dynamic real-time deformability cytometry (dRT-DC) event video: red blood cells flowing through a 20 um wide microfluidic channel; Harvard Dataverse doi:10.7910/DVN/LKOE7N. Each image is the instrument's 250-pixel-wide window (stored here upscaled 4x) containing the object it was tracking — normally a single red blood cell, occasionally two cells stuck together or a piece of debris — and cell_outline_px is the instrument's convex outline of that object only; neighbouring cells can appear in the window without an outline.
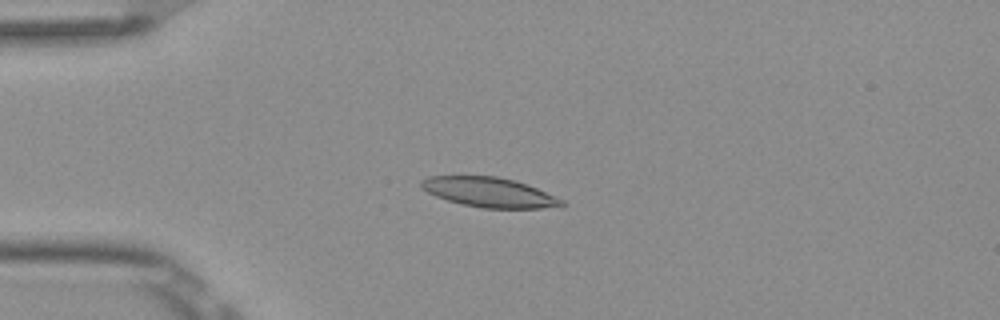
{"species": "Egyptian fruit bat (a non-hibernating species)", "species_latin": "Rousettus aegyptiacus", "temperature_condition": "room temperature", "stored_images_in_passage": 6, "camera_frame_rate_fps": 3000, "um_per_image_px": 0.085, "frame": {"image": 1, "passage_image": 4, "time_ms": 1.0, "image_size_px": [1000, 320], "cell_outline_px": [[568, 204], [540, 208], [480, 208], [460, 204], [436, 196], [420, 188], [420, 180], [428, 176], [496, 176], [516, 180], [528, 184], [564, 200]], "centroid_in_image_um": [41.56, 16.34], "position_along_channel_um": 43.4, "area_um2": 24.45}}
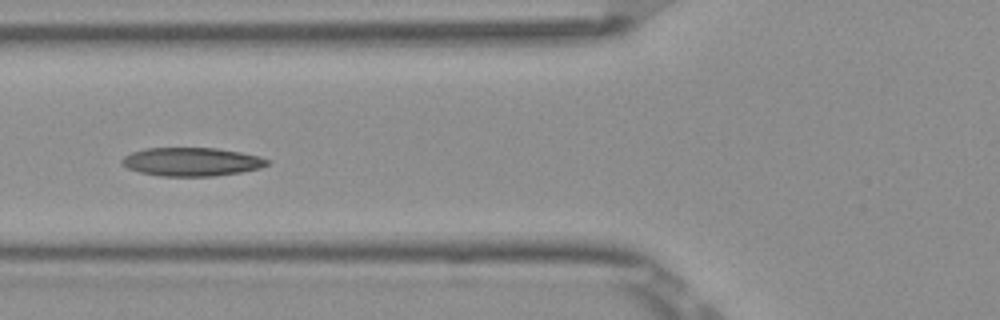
{"frame": {"image": 2, "passage_image": 6, "time_ms": 1.667, "image_size_px": [1000, 320], "cell_outline_px": [[272, 160], [268, 164], [260, 168], [240, 172], [212, 176], [160, 176], [140, 172], [128, 168], [120, 164], [120, 160], [124, 156], [132, 152], [144, 148], [216, 148], [240, 152], [260, 156]], "centroid_in_image_um": [16.28, 13.75], "position_along_channel_um": 109.5, "area_um2": 24.22}}